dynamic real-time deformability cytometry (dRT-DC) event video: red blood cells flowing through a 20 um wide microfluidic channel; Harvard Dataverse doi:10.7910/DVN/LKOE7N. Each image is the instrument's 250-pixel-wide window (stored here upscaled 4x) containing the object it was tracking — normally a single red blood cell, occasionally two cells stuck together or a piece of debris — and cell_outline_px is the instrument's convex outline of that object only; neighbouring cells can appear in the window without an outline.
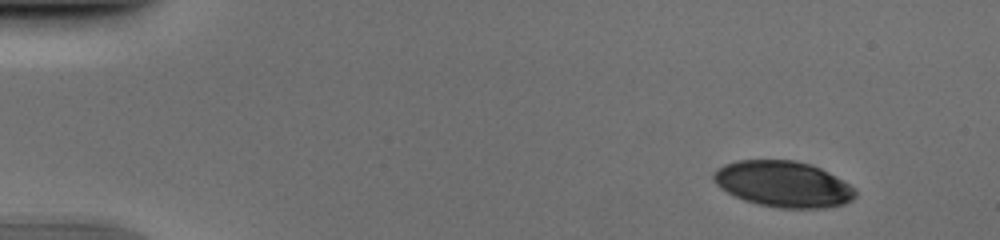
{"species": "human", "species_latin": "Homo sapiens", "temperature_condition": "cold", "stored_images_in_passage": 50, "camera_frame_rate_fps": 3000, "um_per_image_px": 0.085, "donor": {"sex": "male"}, "frame": {"image": 1, "passage_image": 3, "time_ms": 0.667, "image_size_px": [1000, 240], "cell_outline_px": [[856, 196], [852, 200], [844, 204], [824, 208], [780, 208], [760, 204], [744, 200], [720, 188], [712, 180], [712, 172], [716, 168], [724, 164], [736, 160], [796, 160], [812, 164], [836, 176], [856, 188]], "centroid_in_image_um": [66.57, 15.63], "position_along_channel_um": 18.4, "area_um2": 38.26}}
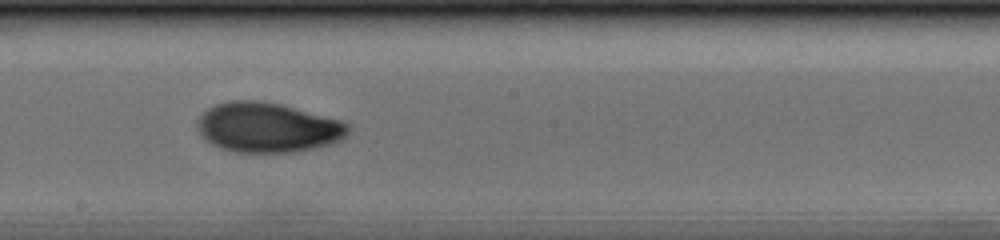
{"frame": {"image": 2, "passage_image": 28, "time_ms": 9.0, "image_size_px": [1000, 240], "cell_outline_px": [[352, 128], [348, 136], [340, 140], [328, 144], [296, 152], [232, 152], [220, 148], [204, 140], [196, 128], [196, 120], [208, 108], [216, 104], [228, 100], [256, 100], [280, 104], [344, 120]], "centroid_in_image_um": [22.75, 10.83], "position_along_channel_um": 225.5, "area_um2": 44.27}}
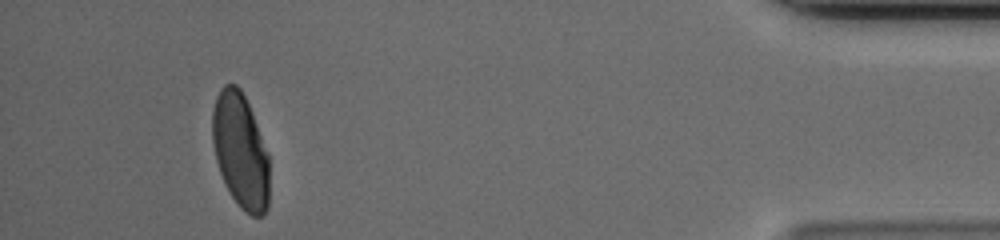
{"frame": {"image": 3, "passage_image": 47, "time_ms": 15.333, "image_size_px": [1000, 240], "cell_outline_px": [[268, 208], [264, 216], [252, 216], [244, 212], [240, 208], [228, 192], [224, 184], [216, 160], [212, 140], [212, 108], [216, 96], [220, 88], [224, 84], [236, 84], [240, 88], [252, 112], [268, 152]], "centroid_in_image_um": [20.42, 12.83], "position_along_channel_um": 414.8, "area_um2": 38.55}}